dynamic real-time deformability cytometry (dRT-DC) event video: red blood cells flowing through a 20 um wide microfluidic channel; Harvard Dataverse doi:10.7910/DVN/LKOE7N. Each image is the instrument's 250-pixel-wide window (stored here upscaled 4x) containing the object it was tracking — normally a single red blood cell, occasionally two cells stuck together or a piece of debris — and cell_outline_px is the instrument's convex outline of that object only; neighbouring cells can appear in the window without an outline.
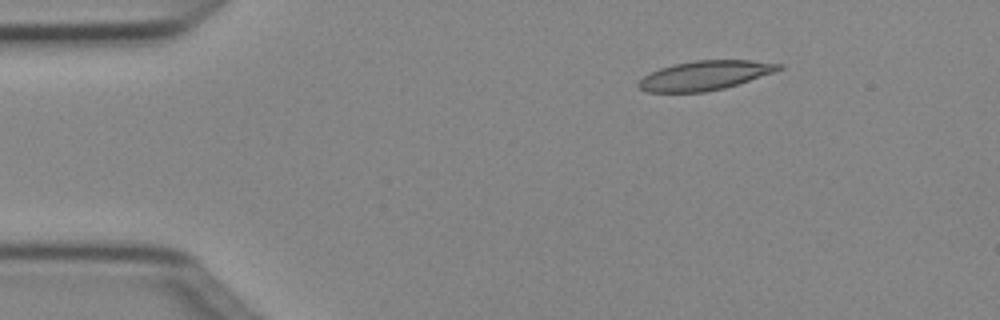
{"species": "Egyptian fruit bat (a non-hibernating species)", "species_latin": "Rousettus aegyptiacus", "temperature_condition": "cold", "stored_images_in_passage": 4, "camera_frame_rate_fps": 3000, "um_per_image_px": 0.085, "animal": {"sex": "female"}, "frame": {"image": 1, "passage_image": 2, "time_ms": 0.333, "image_size_px": [1000, 320], "cell_outline_px": [[784, 68], [724, 88], [704, 92], [648, 92], [640, 88], [636, 84], [644, 76], [660, 68], [676, 64], [696, 60], [752, 60], [784, 64]], "centroid_in_image_um": [59.91, 6.41], "position_along_channel_um": 25.1, "area_um2": 23.58}}
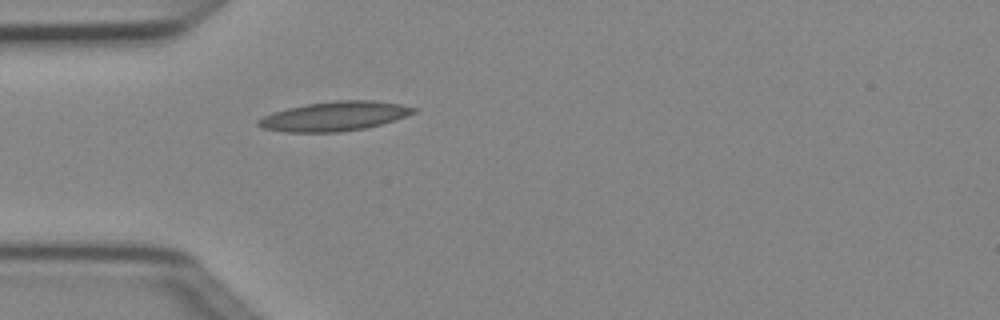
{"frame": {"image": 2, "passage_image": 4, "time_ms": 1.0, "image_size_px": [1000, 320], "cell_outline_px": [[420, 108], [416, 112], [380, 124], [364, 128], [340, 132], [288, 132], [264, 128], [256, 124], [256, 120], [264, 116], [288, 108], [308, 104], [336, 100], [372, 100], [400, 104]], "centroid_in_image_um": [28.45, 9.87], "position_along_channel_um": 56.6, "area_um2": 26.24}}